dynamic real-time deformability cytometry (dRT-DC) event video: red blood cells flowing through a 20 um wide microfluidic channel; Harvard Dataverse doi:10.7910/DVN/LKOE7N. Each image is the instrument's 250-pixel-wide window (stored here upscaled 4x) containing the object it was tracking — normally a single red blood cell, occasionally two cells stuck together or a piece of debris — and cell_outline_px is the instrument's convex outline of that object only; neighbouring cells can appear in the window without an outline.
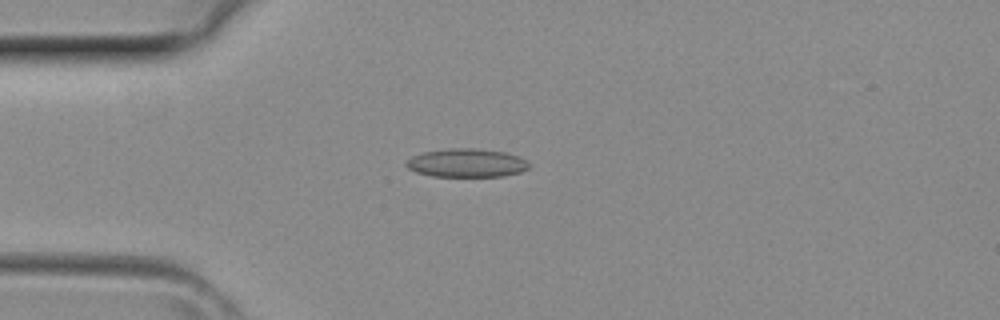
{"species": "common noctule bat (a hibernating species)", "species_latin": "Nyctalus noctula", "temperature_condition": "room temperature", "stored_images_in_passage": 3, "camera_frame_rate_fps": 3000, "um_per_image_px": 0.085, "animal": {"sex": "female", "body_mass_g": 29.2, "forearm_length_mm": 56.3}, "frame": {"image": 1, "passage_image": 3, "time_ms": 0.667, "image_size_px": [1000, 320], "cell_outline_px": [[528, 168], [520, 172], [504, 176], [432, 176], [416, 172], [408, 168], [404, 164], [412, 156], [424, 152], [452, 148], [468, 148], [504, 152], [520, 156], [528, 160]], "centroid_in_image_um": [39.67, 13.85], "position_along_channel_um": 45.3, "area_um2": 20.23}}